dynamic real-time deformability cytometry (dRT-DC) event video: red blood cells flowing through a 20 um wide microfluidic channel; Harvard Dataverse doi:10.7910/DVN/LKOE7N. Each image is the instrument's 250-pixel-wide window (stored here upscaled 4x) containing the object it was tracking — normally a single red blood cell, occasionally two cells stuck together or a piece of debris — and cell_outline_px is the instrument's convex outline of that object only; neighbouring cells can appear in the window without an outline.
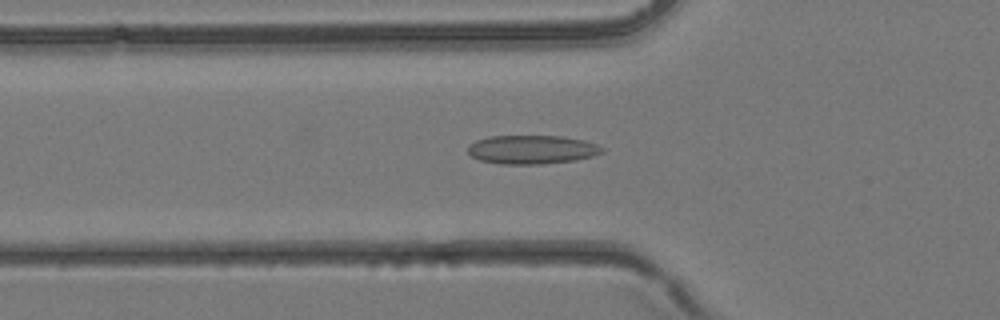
{"species": "common noctule bat (a hibernating species)", "species_latin": "Nyctalus noctula", "temperature_condition": "room temperature", "stored_images_in_passage": 38, "camera_frame_rate_fps": 3000, "um_per_image_px": 0.085, "animal": {"sex": "female", "body_mass_g": 24.6, "forearm_length_mm": 56.2}, "frame": {"image": 1, "passage_image": 13, "time_ms": 4.0, "image_size_px": [1000, 320], "cell_outline_px": [[604, 152], [592, 156], [576, 160], [540, 164], [500, 164], [480, 160], [472, 156], [468, 152], [468, 148], [476, 140], [488, 136], [560, 136], [584, 140], [596, 144], [604, 148]], "centroid_in_image_um": [45.23, 12.71], "position_along_channel_um": 80.6, "area_um2": 22.43}}
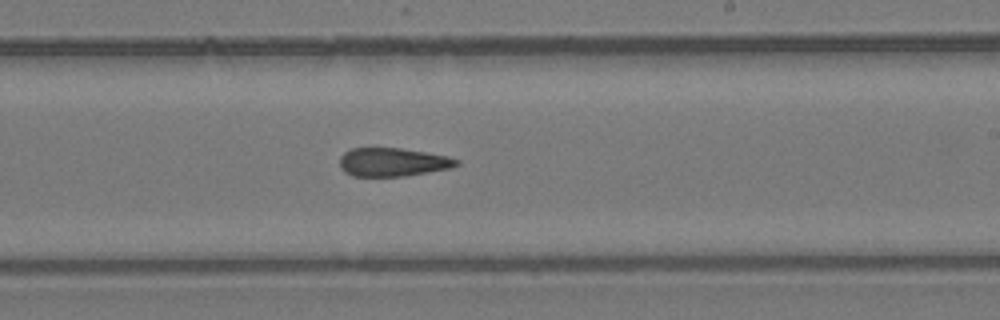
{"frame": {"image": 2, "passage_image": 23, "time_ms": 7.333, "image_size_px": [1000, 320], "cell_outline_px": [[460, 164], [452, 168], [404, 176], [352, 176], [344, 172], [340, 168], [340, 156], [344, 152], [352, 148], [400, 148], [448, 156], [460, 160]], "centroid_in_image_um": [33.38, 13.78], "position_along_channel_um": 255.6, "area_um2": 19.48}}
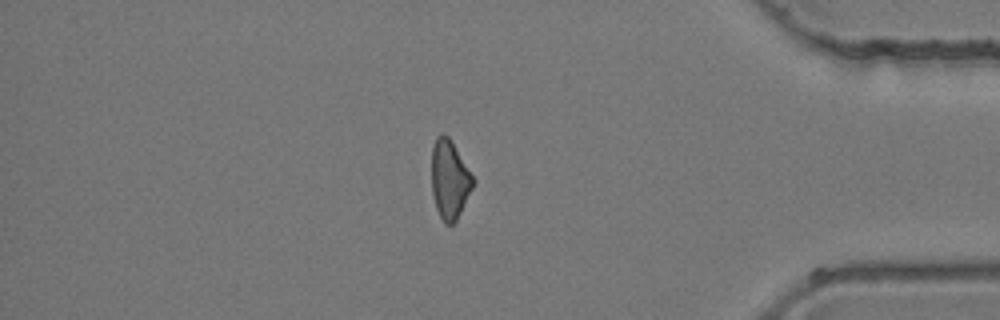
{"frame": {"image": 3, "passage_image": 33, "time_ms": 10.667, "image_size_px": [1000, 320], "cell_outline_px": [[472, 188], [456, 220], [452, 224], [444, 224], [436, 208], [432, 192], [432, 144], [436, 136], [444, 132], [448, 136], [472, 176]], "centroid_in_image_um": [38.17, 15.24], "position_along_channel_um": 397.0, "area_um2": 18.5}}